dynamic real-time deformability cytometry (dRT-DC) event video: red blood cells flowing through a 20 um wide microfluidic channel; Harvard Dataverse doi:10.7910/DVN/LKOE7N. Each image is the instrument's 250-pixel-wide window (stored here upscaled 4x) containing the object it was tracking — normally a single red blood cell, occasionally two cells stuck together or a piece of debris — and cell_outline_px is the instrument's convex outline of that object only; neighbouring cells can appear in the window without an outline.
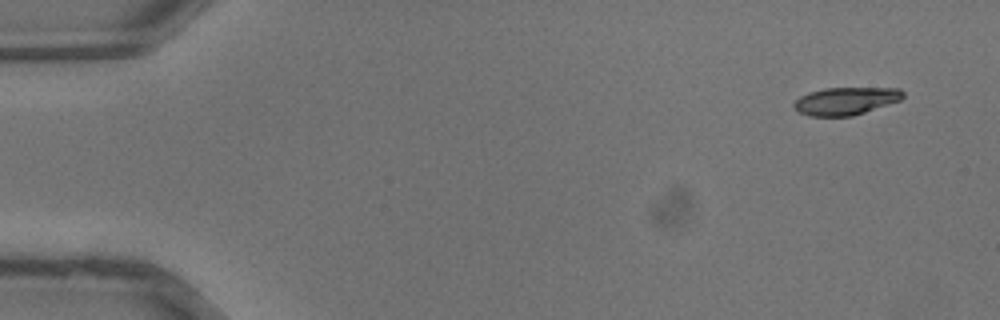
{"species": "common noctule bat (a hibernating species)", "species_latin": "Nyctalus noctula", "temperature_condition": "warm", "stored_images_in_passage": 35, "camera_frame_rate_fps": 3000, "um_per_image_px": 0.085, "animal": {"sex": "male", "body_mass_g": 13.3}, "frame": {"image": 1, "passage_image": 1, "time_ms": 0.0, "image_size_px": [1000, 320], "cell_outline_px": [[904, 96], [900, 100], [852, 116], [808, 116], [792, 108], [792, 104], [800, 96], [808, 92], [824, 88], [900, 88], [904, 92]], "centroid_in_image_um": [71.85, 8.58], "position_along_channel_um": 13.2, "area_um2": 17.57}}
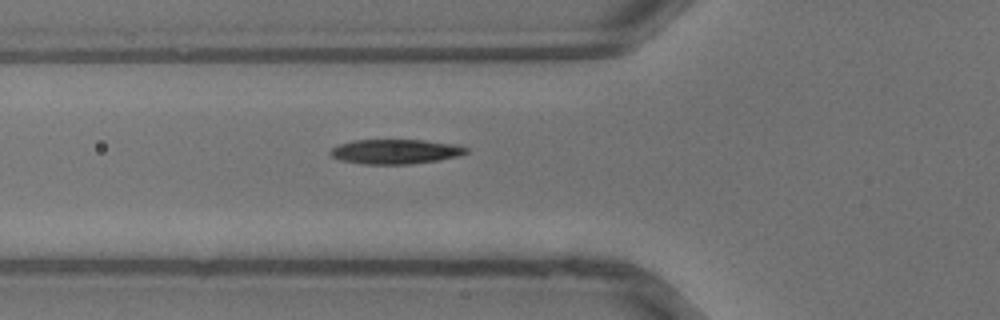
{"frame": {"image": 2, "passage_image": 12, "time_ms": 3.667, "image_size_px": [1000, 320], "cell_outline_px": [[468, 152], [456, 156], [436, 160], [412, 164], [364, 164], [340, 160], [332, 156], [328, 152], [332, 148], [340, 144], [352, 140], [424, 140], [460, 144], [468, 148]], "centroid_in_image_um": [33.62, 12.87], "position_along_channel_um": 92.2, "area_um2": 19.54}}
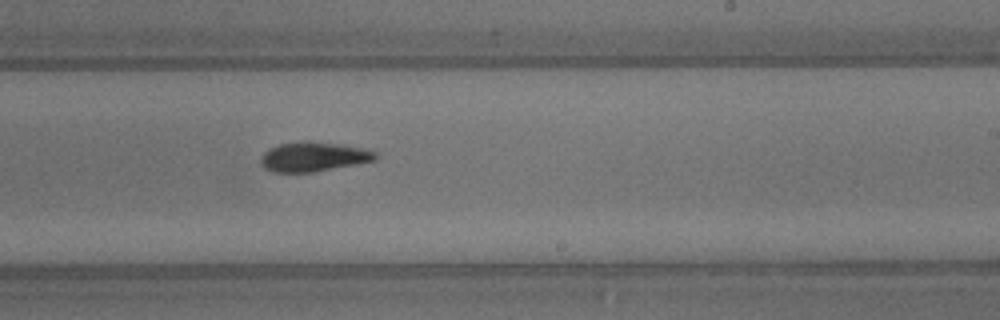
{"frame": {"image": 3, "passage_image": 21, "time_ms": 6.667, "image_size_px": [1000, 320], "cell_outline_px": [[376, 160], [356, 164], [312, 172], [272, 172], [264, 168], [260, 164], [260, 156], [268, 148], [280, 144], [304, 140], [308, 140], [340, 144], [368, 148], [376, 152]], "centroid_in_image_um": [26.63, 13.31], "position_along_channel_um": 262.4, "area_um2": 20.0}}